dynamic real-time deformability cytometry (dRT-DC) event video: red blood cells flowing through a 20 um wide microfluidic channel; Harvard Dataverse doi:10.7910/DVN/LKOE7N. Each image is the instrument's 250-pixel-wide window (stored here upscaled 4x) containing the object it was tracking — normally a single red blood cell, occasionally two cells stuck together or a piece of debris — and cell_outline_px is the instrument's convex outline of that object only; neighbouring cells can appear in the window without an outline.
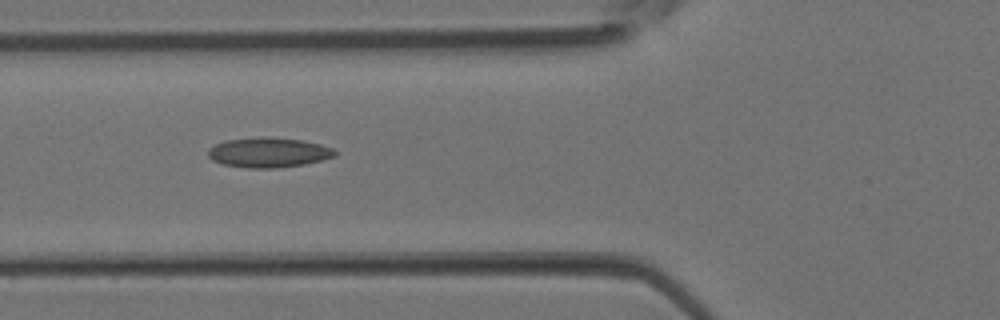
{"species": "Egyptian fruit bat (a non-hibernating species)", "species_latin": "Rousettus aegyptiacus", "temperature_condition": "room temperature", "stored_images_in_passage": 3, "camera_frame_rate_fps": 3000, "um_per_image_px": 0.085, "animal": {"sex": "female"}, "frame": {"image": 1, "passage_image": 3, "time_ms": 0.667, "image_size_px": [1000, 320], "cell_outline_px": [[336, 156], [304, 164], [276, 168], [248, 168], [224, 164], [212, 160], [208, 156], [208, 148], [216, 144], [228, 140], [260, 136], [304, 140], [320, 144], [332, 148], [336, 152]], "centroid_in_image_um": [22.82, 12.95], "position_along_channel_um": 103.0, "area_um2": 22.02}}